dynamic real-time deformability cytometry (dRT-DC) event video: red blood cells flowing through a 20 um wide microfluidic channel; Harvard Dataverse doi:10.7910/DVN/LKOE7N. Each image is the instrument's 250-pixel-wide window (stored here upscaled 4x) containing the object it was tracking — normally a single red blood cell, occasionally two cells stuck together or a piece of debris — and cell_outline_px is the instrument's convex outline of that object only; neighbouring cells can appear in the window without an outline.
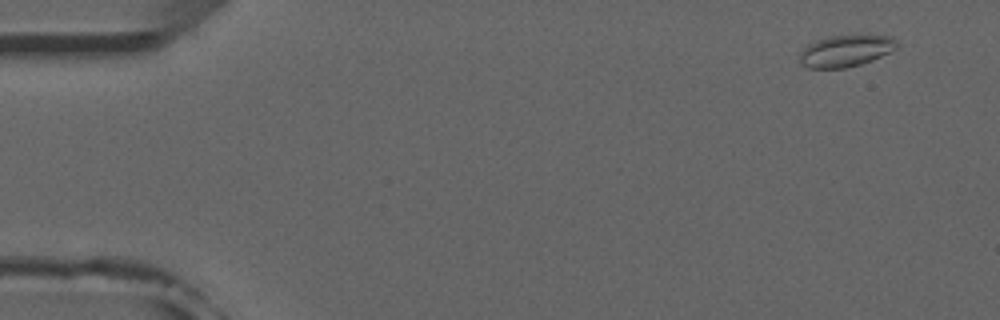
{"species": "common noctule bat (a hibernating species)", "species_latin": "Nyctalus noctula", "temperature_condition": "room temperature", "stored_images_in_passage": 53, "camera_frame_rate_fps": 3000, "um_per_image_px": 0.085, "animal": {"sex": "male", "forearm_length_mm": 52.5}, "frame": {"image": 1, "passage_image": 4, "time_ms": 1.0, "image_size_px": [1000, 320], "cell_outline_px": [[896, 48], [872, 60], [860, 64], [844, 68], [808, 68], [800, 64], [800, 52], [808, 44], [816, 40], [828, 36], [892, 36], [896, 40]], "centroid_in_image_um": [71.83, 4.33], "position_along_channel_um": 13.2, "area_um2": 17.63}}
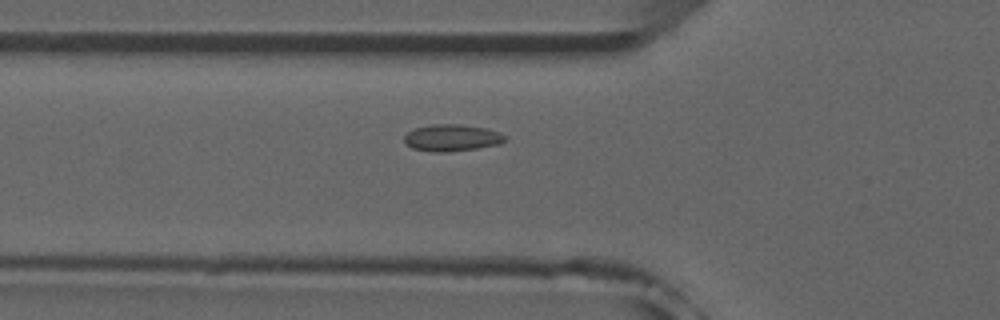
{"frame": {"image": 2, "passage_image": 19, "time_ms": 6.0, "image_size_px": [1000, 320], "cell_outline_px": [[508, 136], [500, 144], [476, 148], [444, 152], [432, 152], [412, 148], [404, 140], [404, 136], [408, 132], [416, 128], [432, 124], [460, 124], [484, 128], [500, 132]], "centroid_in_image_um": [38.42, 11.71], "position_along_channel_um": 87.4, "area_um2": 15.61}}
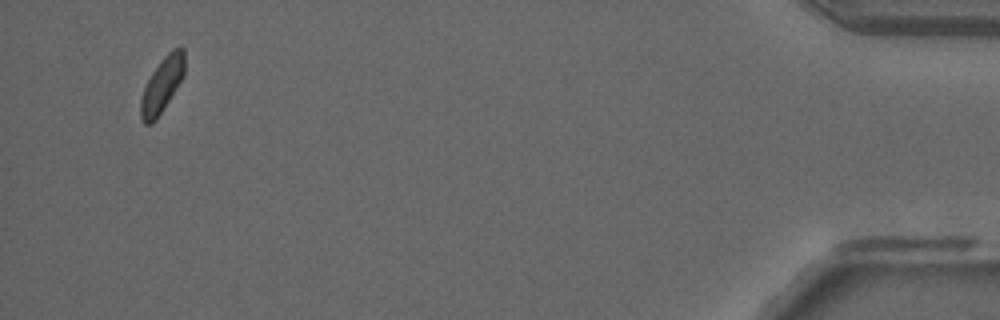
{"frame": {"image": 3, "passage_image": 51, "time_ms": 16.667, "image_size_px": [1000, 320], "cell_outline_px": [[184, 76], [156, 120], [152, 124], [144, 124], [140, 116], [140, 100], [144, 88], [152, 72], [160, 60], [172, 48], [184, 48]], "centroid_in_image_um": [13.76, 7.22], "position_along_channel_um": 421.4, "area_um2": 13.99}, "authors_computed_cell_mechanics": {"area_um2": 14.739, "velocity_mm_per_s": 3.894, "shape_relaxation_time_tau1_ms": null, "shape_relaxation_time_tau2_ms": 2.5974, "deformation_change_tau1": null, "deformation_change_tau2": 0.0727}}